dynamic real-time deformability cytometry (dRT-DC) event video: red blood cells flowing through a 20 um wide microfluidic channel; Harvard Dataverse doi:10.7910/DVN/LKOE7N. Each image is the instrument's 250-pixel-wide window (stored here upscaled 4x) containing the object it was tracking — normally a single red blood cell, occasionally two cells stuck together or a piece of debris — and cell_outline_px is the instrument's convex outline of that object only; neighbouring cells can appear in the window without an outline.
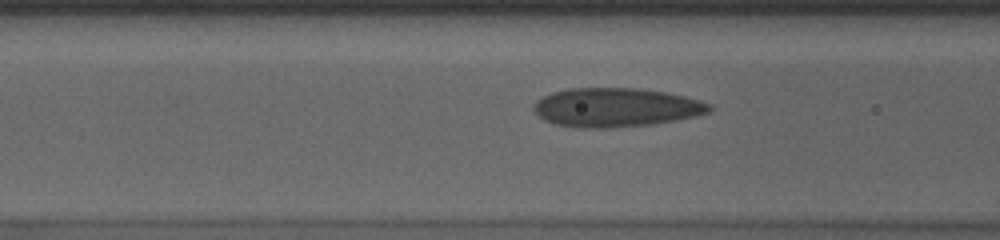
{"species": "human", "species_latin": "Homo sapiens", "temperature_condition": "cold", "stored_images_in_passage": 37, "camera_frame_rate_fps": 3000, "um_per_image_px": 0.085, "donor": {"sex": "male"}, "frame": {"image": 1, "passage_image": 7, "time_ms": 2.0, "image_size_px": [1000, 240], "cell_outline_px": [[712, 108], [708, 112], [696, 116], [676, 120], [652, 124], [604, 128], [580, 128], [556, 124], [544, 120], [532, 108], [536, 100], [552, 92], [568, 88], [636, 88], [664, 92], [684, 96], [712, 104]], "centroid_in_image_um": [52.34, 9.13], "position_along_channel_um": 114.3, "area_um2": 39.71}}
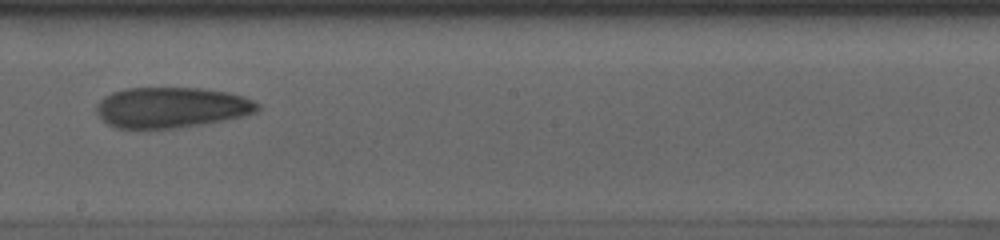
{"frame": {"image": 2, "passage_image": 17, "time_ms": 5.333, "image_size_px": [1000, 240], "cell_outline_px": [[260, 108], [256, 112], [244, 116], [204, 124], [180, 128], [116, 128], [108, 124], [96, 112], [96, 108], [100, 100], [104, 96], [112, 92], [124, 88], [200, 88], [228, 92], [244, 96], [260, 104]], "centroid_in_image_um": [14.59, 9.13], "position_along_channel_um": 233.6, "area_um2": 38.26}}
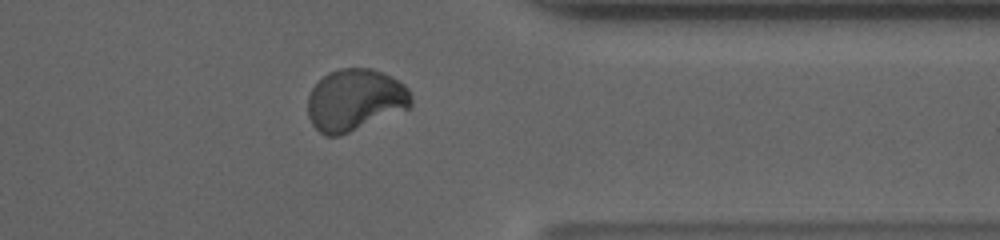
{"frame": {"image": 3, "passage_image": 30, "time_ms": 9.667, "image_size_px": [1000, 240], "cell_outline_px": [[412, 104], [408, 108], [340, 136], [324, 136], [312, 124], [308, 116], [308, 96], [312, 88], [328, 72], [340, 68], [372, 68], [392, 76], [404, 84], [408, 88], [412, 96]], "centroid_in_image_um": [30.17, 8.49], "position_along_channel_um": 381.2, "area_um2": 37.28}}